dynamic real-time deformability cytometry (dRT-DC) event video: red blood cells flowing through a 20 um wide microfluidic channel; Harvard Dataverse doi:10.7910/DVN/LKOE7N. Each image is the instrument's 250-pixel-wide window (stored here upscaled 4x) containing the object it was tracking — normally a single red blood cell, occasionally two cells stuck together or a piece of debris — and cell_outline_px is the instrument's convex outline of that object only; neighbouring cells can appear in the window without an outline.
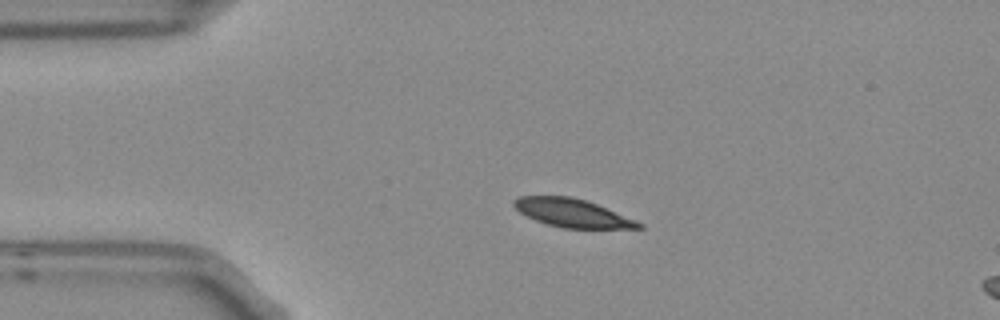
{"species": "Egyptian fruit bat (a non-hibernating species)", "species_latin": "Rousettus aegyptiacus", "temperature_condition": "room temperature", "stored_images_in_passage": 4, "segment_of_instrument_passage": [1, 2], "camera_frame_rate_fps": 3000, "um_per_image_px": 0.085, "frame": {"image": 1, "passage_image": 2, "time_ms": 0.333, "image_size_px": [1000, 320], "cell_outline_px": [[644, 228], [564, 228], [548, 224], [536, 220], [520, 212], [512, 204], [512, 200], [520, 196], [568, 196], [584, 200], [596, 204], [636, 220], [644, 224]], "centroid_in_image_um": [48.64, 18.1], "position_along_channel_um": 36.4, "area_um2": 20.23}}